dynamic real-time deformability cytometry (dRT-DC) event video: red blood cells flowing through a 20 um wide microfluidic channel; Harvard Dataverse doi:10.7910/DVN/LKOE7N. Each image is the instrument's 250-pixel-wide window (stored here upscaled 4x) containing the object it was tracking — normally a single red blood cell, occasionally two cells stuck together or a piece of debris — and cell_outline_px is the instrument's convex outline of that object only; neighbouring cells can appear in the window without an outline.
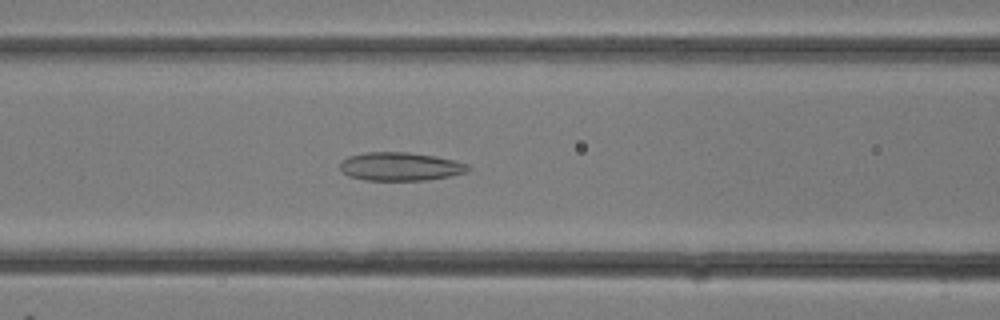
{"species": "common noctule bat (a hibernating species)", "species_latin": "Nyctalus noctula", "temperature_condition": "room temperature", "stored_images_in_passage": 26, "camera_frame_rate_fps": 3000, "um_per_image_px": 0.085, "animal": {"sex": "female"}, "frame": {"image": 1, "passage_image": 7, "time_ms": 2.0, "image_size_px": [1000, 320], "cell_outline_px": [[472, 168], [468, 172], [428, 180], [364, 180], [348, 176], [340, 168], [340, 164], [348, 156], [364, 152], [408, 152], [436, 156], [456, 160], [468, 164]], "centroid_in_image_um": [34.07, 14.15], "position_along_channel_um": 132.5, "area_um2": 21.33}}
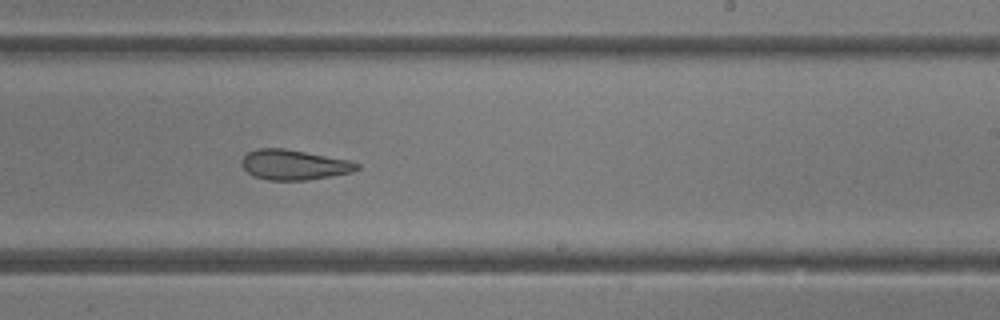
{"frame": {"image": 2, "passage_image": 13, "time_ms": 4.0, "image_size_px": [1000, 320], "cell_outline_px": [[360, 168], [352, 172], [332, 176], [308, 180], [268, 180], [252, 176], [244, 168], [240, 160], [248, 152], [256, 148], [284, 148], [348, 160], [360, 164]], "centroid_in_image_um": [24.97, 14.01], "position_along_channel_um": 264.0, "area_um2": 20.23}}
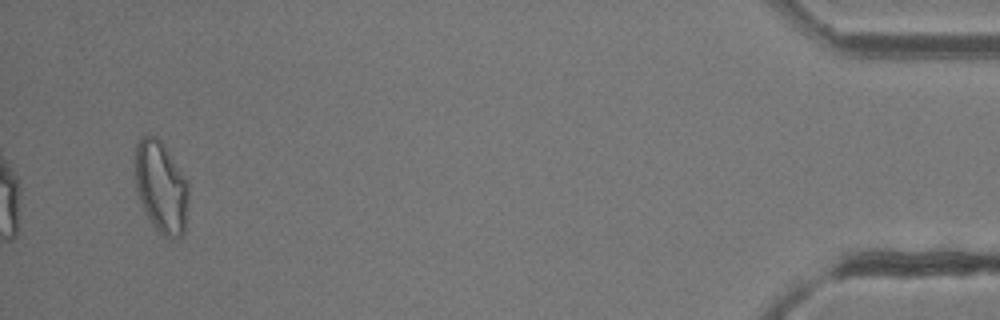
{"frame": {"image": 3, "passage_image": 24, "time_ms": 7.667, "image_size_px": [1000, 320], "cell_outline_px": [[188, 200], [184, 232], [176, 240], [164, 236], [152, 224], [140, 200], [136, 188], [136, 144], [140, 136], [156, 136], [164, 144], [188, 180]], "centroid_in_image_um": [13.72, 15.88], "position_along_channel_um": 421.5, "area_um2": 28.5}}